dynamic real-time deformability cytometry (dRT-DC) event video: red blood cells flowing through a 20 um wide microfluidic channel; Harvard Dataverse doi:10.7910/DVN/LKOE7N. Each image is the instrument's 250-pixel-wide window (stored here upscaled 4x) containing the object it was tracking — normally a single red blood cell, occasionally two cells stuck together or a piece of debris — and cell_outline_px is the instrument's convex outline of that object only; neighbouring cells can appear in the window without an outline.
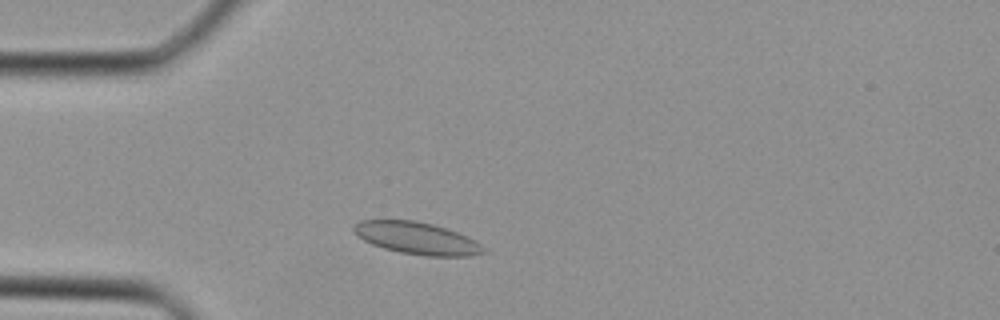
{"species": "Egyptian fruit bat (a non-hibernating species)", "species_latin": "Rousettus aegyptiacus", "temperature_condition": "cold", "stored_images_in_passage": 30, "camera_frame_rate_fps": 3000, "um_per_image_px": 0.085, "animal": {"sex": "female"}, "frame": {"image": 1, "passage_image": 4, "time_ms": 1.0, "image_size_px": [1000, 320], "cell_outline_px": [[488, 252], [472, 256], [424, 256], [400, 252], [384, 248], [372, 244], [356, 236], [352, 232], [352, 228], [360, 220], [416, 220], [432, 224], [456, 232], [480, 244]], "centroid_in_image_um": [35.39, 20.25], "position_along_channel_um": 49.6, "area_um2": 24.16}}
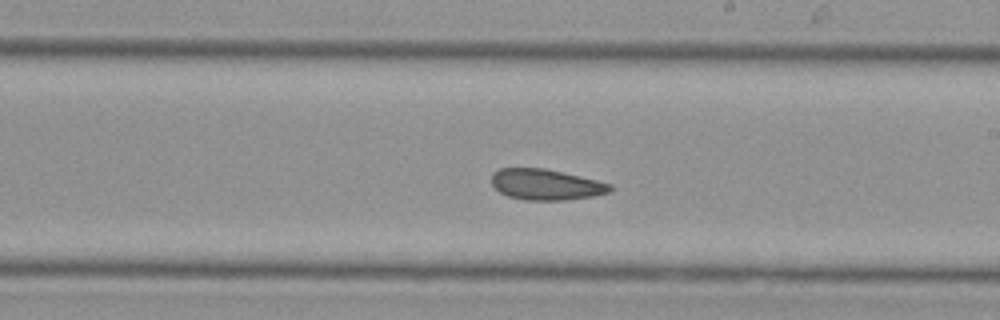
{"frame": {"image": 2, "passage_image": 15, "time_ms": 4.667, "image_size_px": [1000, 320], "cell_outline_px": [[612, 188], [608, 192], [596, 196], [564, 200], [524, 200], [508, 196], [500, 192], [492, 184], [492, 172], [500, 168], [544, 168], [580, 176], [612, 184]], "centroid_in_image_um": [46.4, 15.69], "position_along_channel_um": 242.6, "area_um2": 21.27}}
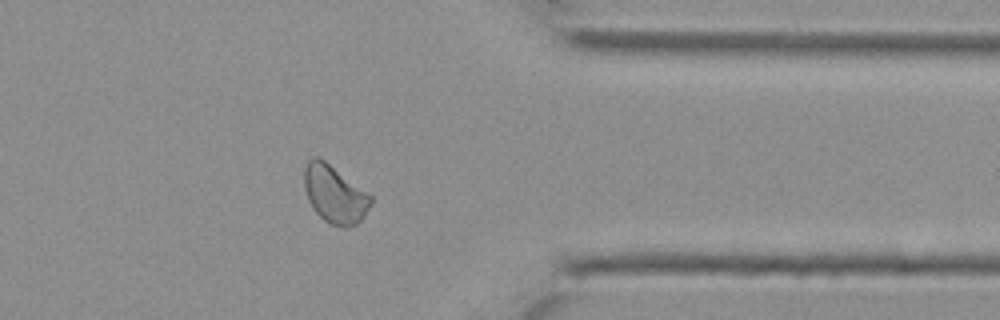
{"frame": {"image": 3, "passage_image": 23, "time_ms": 7.333, "image_size_px": [1000, 320], "cell_outline_px": [[372, 204], [364, 216], [356, 224], [348, 228], [344, 228], [328, 224], [312, 208], [308, 200], [304, 188], [304, 168], [308, 160], [312, 156], [316, 156], [324, 160], [372, 196]], "centroid_in_image_um": [28.43, 16.53], "position_along_channel_um": 383.0, "area_um2": 22.43}}